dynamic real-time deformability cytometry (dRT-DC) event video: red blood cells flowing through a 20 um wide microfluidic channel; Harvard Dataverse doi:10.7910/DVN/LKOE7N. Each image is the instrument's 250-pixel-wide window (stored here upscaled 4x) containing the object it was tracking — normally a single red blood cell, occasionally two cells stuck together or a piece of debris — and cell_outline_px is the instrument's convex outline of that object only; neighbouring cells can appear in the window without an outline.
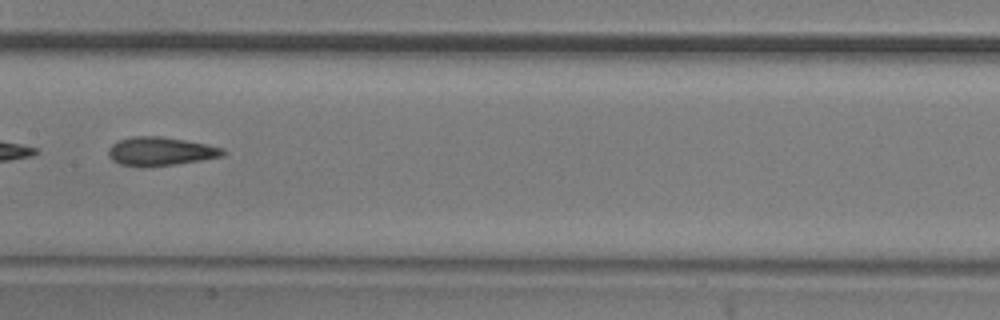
{"species": "common noctule bat (a hibernating species)", "species_latin": "Nyctalus noctula", "temperature_condition": "room temperature", "stored_images_in_passage": 12, "camera_frame_rate_fps": 3000, "um_per_image_px": 0.085, "animal": {"sex": "male", "body_mass_g": 20.5, "forearm_length_mm": 52.5}, "frame": {"image": 1, "passage_image": 6, "time_ms": 6.667, "image_size_px": [1000, 320], "cell_outline_px": [[228, 152], [224, 156], [200, 160], [144, 168], [120, 164], [112, 160], [108, 156], [108, 148], [116, 140], [132, 136], [160, 136], [208, 144], [224, 148]], "centroid_in_image_um": [13.62, 12.86], "position_along_channel_um": 193.8, "area_um2": 19.36}}
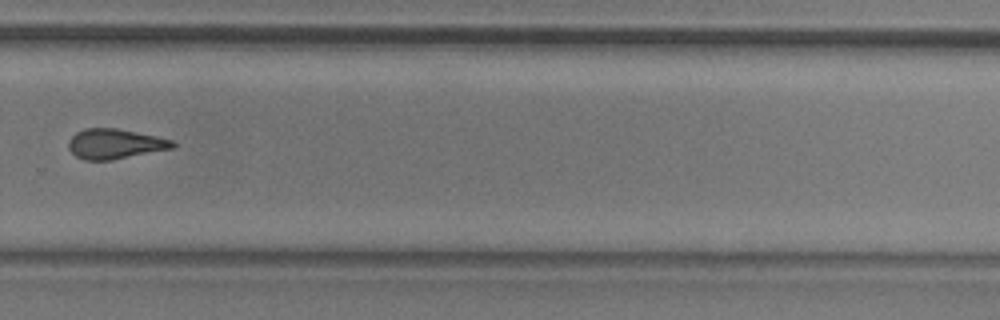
{"frame": {"image": 2, "passage_image": 9, "time_ms": 10.0, "image_size_px": [1000, 320], "cell_outline_px": [[176, 148], [112, 160], [84, 160], [76, 156], [68, 148], [68, 140], [76, 132], [84, 128], [116, 128], [156, 136], [172, 140], [176, 144]], "centroid_in_image_um": [9.78, 12.23], "position_along_channel_um": 320.0, "area_um2": 18.32}}
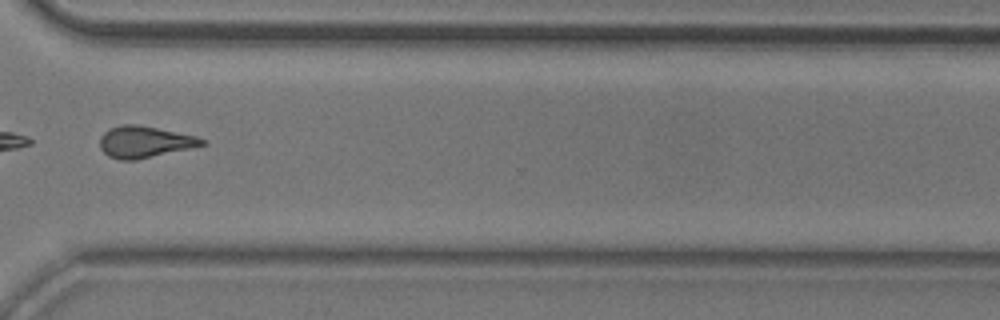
{"frame": {"image": 3, "passage_image": 10, "time_ms": 11.0, "image_size_px": [1000, 320], "cell_outline_px": [[208, 144], [136, 160], [120, 160], [108, 156], [100, 148], [100, 136], [108, 128], [120, 124], [136, 124], [196, 136], [208, 140]], "centroid_in_image_um": [12.28, 12.06], "position_along_channel_um": 358.3, "area_um2": 18.84}, "authors_computed_cell_mechanics": {"area_um2": 18.7561, "velocity_mm_per_s": 3.8117, "shape_relaxation_time_tau1_ms": 8.4529, "shape_relaxation_time_tau2_ms": 2.8375, "deformation_change_tau1": 0.2121, "deformation_change_tau2": 0.1047}}